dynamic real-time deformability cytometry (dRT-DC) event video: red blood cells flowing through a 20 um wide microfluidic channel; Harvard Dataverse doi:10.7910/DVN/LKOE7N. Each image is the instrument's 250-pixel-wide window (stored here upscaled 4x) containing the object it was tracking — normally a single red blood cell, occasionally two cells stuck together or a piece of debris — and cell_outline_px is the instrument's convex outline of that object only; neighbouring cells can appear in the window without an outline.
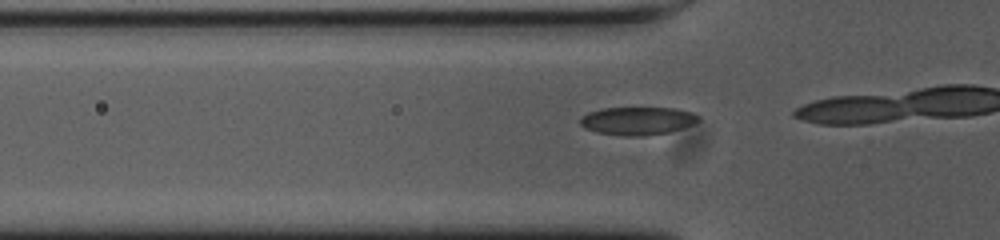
{"species": "common noctule bat (a hibernating species)", "species_latin": "Nyctalus noctula", "temperature_condition": "cold", "stored_images_in_passage": 17, "camera_frame_rate_fps": 3000, "um_per_image_px": 0.085, "animal": {"sex": "female", "body_mass_g": 23.0, "forearm_length_mm": 53.4}, "frame": {"image": 1, "passage_image": 14, "time_ms": 4.333, "image_size_px": [1000, 240], "cell_outline_px": [[700, 120], [692, 124], [668, 132], [640, 136], [624, 136], [596, 132], [584, 128], [580, 124], [580, 116], [588, 112], [604, 108], [676, 108], [692, 112]], "centroid_in_image_um": [54.13, 10.27], "position_along_channel_um": 71.7, "area_um2": 19.19}}